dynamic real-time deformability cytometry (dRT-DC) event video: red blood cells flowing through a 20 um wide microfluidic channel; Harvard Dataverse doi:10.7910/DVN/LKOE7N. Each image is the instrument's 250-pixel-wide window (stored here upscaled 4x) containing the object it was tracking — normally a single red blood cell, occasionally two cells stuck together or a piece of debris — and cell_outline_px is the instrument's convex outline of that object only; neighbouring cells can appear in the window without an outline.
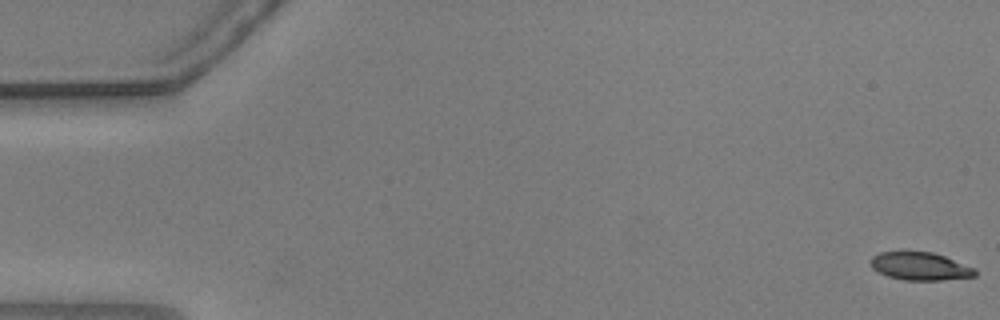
{"species": "common noctule bat (a hibernating species)", "species_latin": "Nyctalus noctula", "temperature_condition": "warm", "stored_images_in_passage": 56, "camera_frame_rate_fps": 3000, "um_per_image_px": 0.085, "animal": {"sex": "male", "body_mass_g": 20.5, "forearm_length_mm": 52.5}, "frame": {"image": 1, "passage_image": 1, "time_ms": 0.0, "image_size_px": [1000, 320], "cell_outline_px": [[976, 276], [940, 280], [904, 280], [888, 276], [872, 268], [872, 256], [880, 252], [932, 252], [944, 256], [976, 268]], "centroid_in_image_um": [78.24, 22.63], "position_along_channel_um": 6.8, "area_um2": 16.76}}
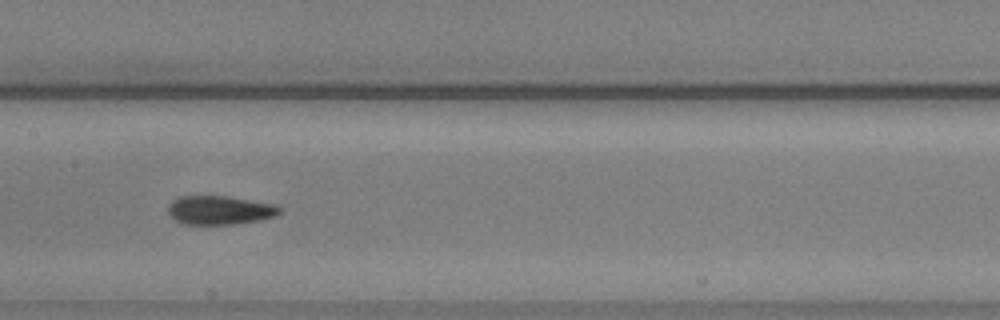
{"frame": {"image": 2, "passage_image": 28, "time_ms": 9.0, "image_size_px": [1000, 320], "cell_outline_px": [[280, 212], [276, 216], [256, 220], [232, 224], [184, 224], [176, 220], [168, 212], [168, 204], [172, 200], [180, 196], [228, 196], [276, 204], [280, 208]], "centroid_in_image_um": [18.66, 17.85], "position_along_channel_um": 188.7, "area_um2": 18.61}}
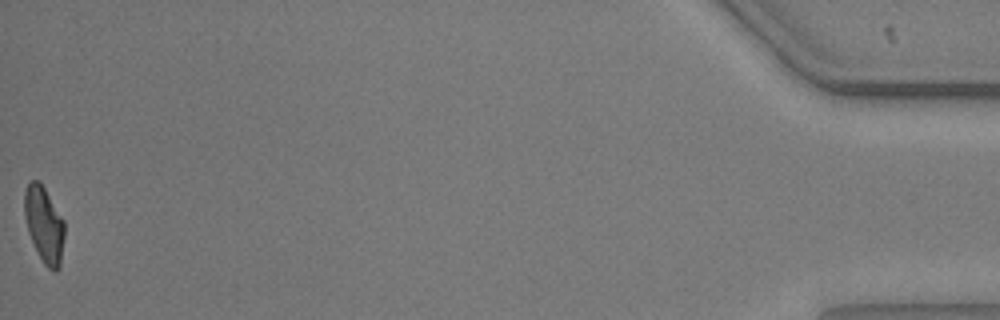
{"frame": {"image": 3, "passage_image": 56, "time_ms": 18.333, "image_size_px": [1000, 320], "cell_outline_px": [[64, 236], [60, 268], [56, 272], [52, 272], [44, 264], [28, 232], [24, 216], [24, 192], [28, 180], [40, 180], [64, 220]], "centroid_in_image_um": [3.75, 19.06], "position_along_channel_um": 431.5, "area_um2": 17.92}, "authors_computed_cell_mechanics": {"area_um2": 18.4671, "velocity_mm_per_s": 3.6646, "shape_relaxation_time_tau1_ms": 7.7018, "shape_relaxation_time_tau2_ms": 1.6514, "deformation_change_tau1": 0.2018, "deformation_change_tau2": 0.0851}}